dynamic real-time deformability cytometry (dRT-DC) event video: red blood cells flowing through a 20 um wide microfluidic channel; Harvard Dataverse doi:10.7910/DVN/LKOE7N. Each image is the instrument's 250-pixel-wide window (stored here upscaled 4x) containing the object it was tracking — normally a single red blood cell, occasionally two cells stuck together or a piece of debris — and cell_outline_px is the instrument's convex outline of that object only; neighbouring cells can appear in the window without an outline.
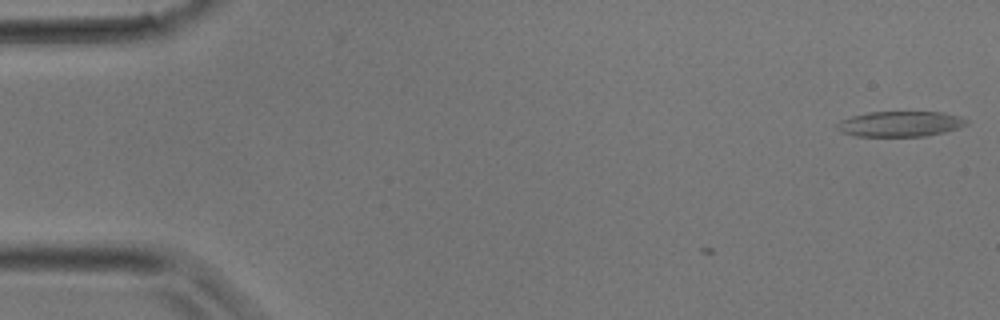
{"species": "common noctule bat (a hibernating species)", "species_latin": "Nyctalus noctula", "temperature_condition": "room temperature", "stored_images_in_passage": 3, "camera_frame_rate_fps": 3000, "um_per_image_px": 0.085, "animal": {"sex": "male", "body_mass_g": 17.9}, "frame": {"image": 1, "passage_image": 1, "time_ms": 0.0, "image_size_px": [1000, 320], "cell_outline_px": [[968, 124], [944, 132], [924, 136], [856, 136], [840, 132], [836, 128], [836, 124], [840, 120], [852, 116], [868, 112], [940, 112], [960, 116], [968, 120]], "centroid_in_image_um": [76.48, 10.53], "position_along_channel_um": 8.5, "area_um2": 19.13}}